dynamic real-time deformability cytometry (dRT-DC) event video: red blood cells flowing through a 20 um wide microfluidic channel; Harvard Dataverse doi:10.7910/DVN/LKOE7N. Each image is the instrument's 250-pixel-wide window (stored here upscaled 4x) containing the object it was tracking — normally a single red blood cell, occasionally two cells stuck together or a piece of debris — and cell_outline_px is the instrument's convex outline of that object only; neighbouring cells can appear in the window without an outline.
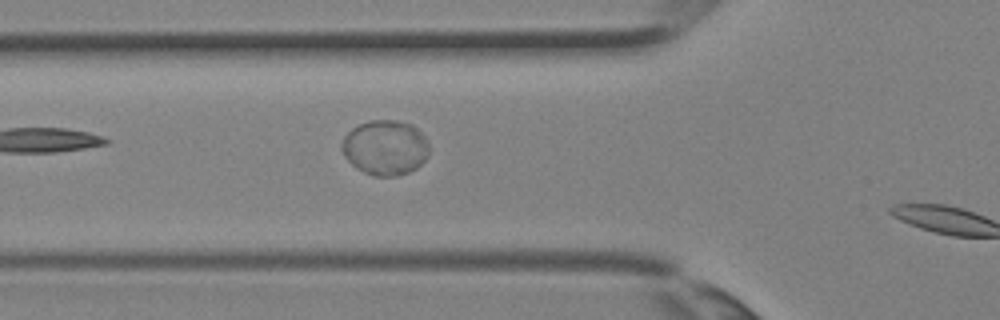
{"species": "Egyptian fruit bat (a non-hibernating species)", "species_latin": "Rousettus aegyptiacus", "temperature_condition": "room temperature", "stored_images_in_passage": 7, "segment_of_instrument_passage": [1, 2], "camera_frame_rate_fps": 3000, "um_per_image_px": 0.085, "animal": {"sex": "female"}, "frame": {"image": 1, "passage_image": 5, "time_ms": 1.333, "image_size_px": [1000, 320], "cell_outline_px": [[428, 156], [416, 168], [408, 172], [396, 176], [376, 176], [364, 172], [356, 168], [344, 156], [340, 148], [340, 144], [344, 136], [352, 128], [368, 120], [396, 120], [412, 124], [424, 136], [428, 144]], "centroid_in_image_um": [32.71, 12.54], "position_along_channel_um": 93.1, "area_um2": 28.03}}